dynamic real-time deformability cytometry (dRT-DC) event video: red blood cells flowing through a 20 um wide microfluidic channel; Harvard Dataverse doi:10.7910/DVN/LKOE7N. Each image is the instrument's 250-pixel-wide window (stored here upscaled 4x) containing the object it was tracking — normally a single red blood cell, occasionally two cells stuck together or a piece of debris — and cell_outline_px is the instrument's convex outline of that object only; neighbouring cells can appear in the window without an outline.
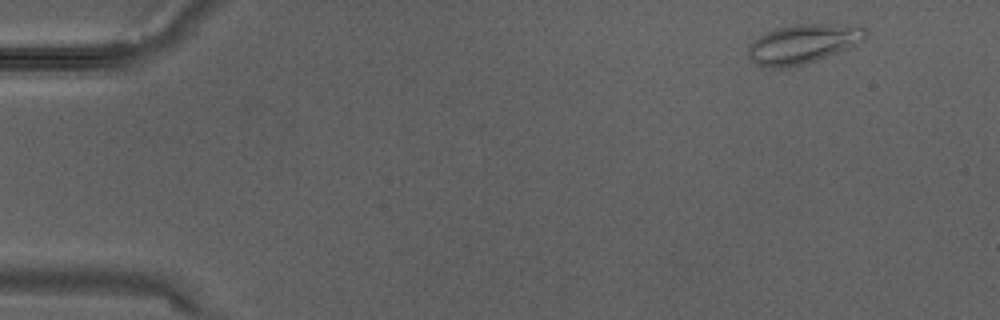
{"species": "Egyptian fruit bat (a non-hibernating species)", "species_latin": "Rousettus aegyptiacus", "temperature_condition": "warm", "stored_images_in_passage": 3, "camera_frame_rate_fps": 3000, "um_per_image_px": 0.085, "animal": {"sex": "male"}, "frame": {"image": 1, "passage_image": 1, "time_ms": 0.0, "image_size_px": [1000, 320], "cell_outline_px": [[868, 32], [864, 36], [848, 48], [816, 60], [804, 64], [784, 68], [760, 68], [748, 56], [748, 48], [760, 36], [776, 28], [792, 24], [860, 24]], "centroid_in_image_um": [68.23, 3.72], "position_along_channel_um": 16.8, "area_um2": 26.65}}